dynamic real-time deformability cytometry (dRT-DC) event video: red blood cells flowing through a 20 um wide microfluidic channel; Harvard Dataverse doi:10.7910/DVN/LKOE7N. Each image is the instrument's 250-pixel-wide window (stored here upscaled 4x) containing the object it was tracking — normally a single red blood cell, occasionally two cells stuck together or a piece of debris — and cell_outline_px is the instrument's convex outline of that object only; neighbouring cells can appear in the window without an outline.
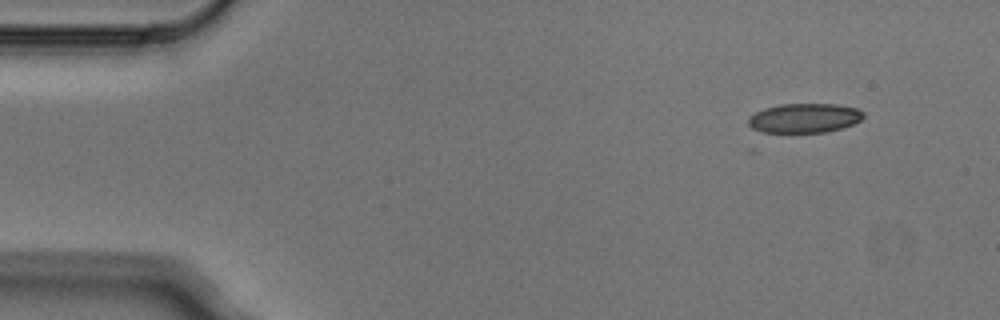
{"species": "Egyptian fruit bat (a non-hibernating species)", "species_latin": "Rousettus aegyptiacus", "temperature_condition": "cold", "stored_images_in_passage": 9, "camera_frame_rate_fps": 3000, "um_per_image_px": 0.085, "animal": {"sex": "male"}, "frame": {"image": 1, "passage_image": 1, "time_ms": 0.0, "image_size_px": [1000, 320], "cell_outline_px": [[864, 116], [860, 120], [852, 124], [828, 132], [760, 132], [752, 128], [748, 124], [748, 116], [764, 108], [780, 104], [836, 104], [856, 108], [864, 112]], "centroid_in_image_um": [68.35, 10.03], "position_along_channel_um": 16.7, "area_um2": 19.71}}
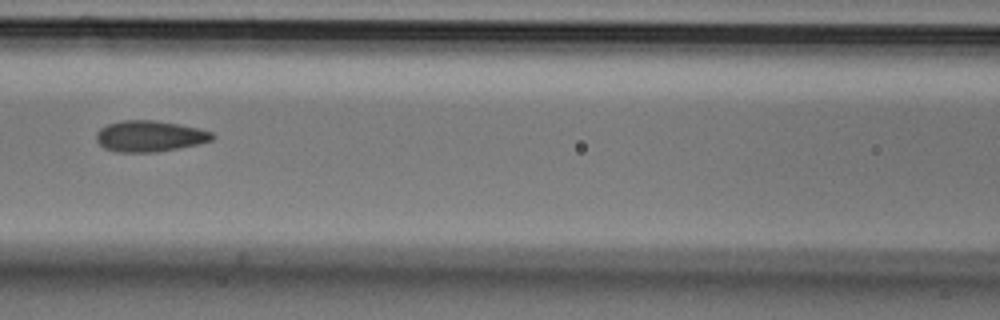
{"frame": {"image": 2, "passage_image": 6, "time_ms": 1.667, "image_size_px": [1000, 320], "cell_outline_px": [[216, 136], [212, 140], [196, 144], [176, 148], [152, 152], [116, 152], [104, 148], [96, 140], [96, 132], [100, 128], [108, 124], [120, 120], [152, 120], [180, 124], [200, 128], [212, 132]], "centroid_in_image_um": [12.7, 11.56], "position_along_channel_um": 153.9, "area_um2": 20.98}}
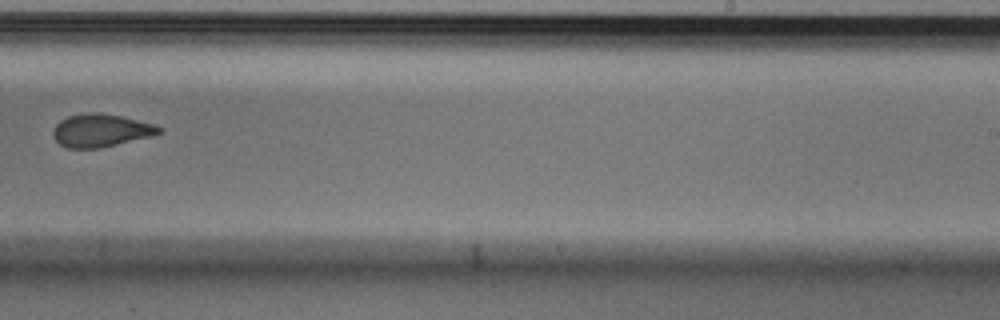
{"frame": {"image": 3, "passage_image": 9, "time_ms": 2.667, "image_size_px": [1000, 320], "cell_outline_px": [[164, 132], [152, 136], [100, 148], [68, 148], [60, 144], [52, 136], [52, 132], [56, 124], [60, 120], [68, 116], [88, 112], [100, 112], [120, 116], [152, 124], [164, 128]], "centroid_in_image_um": [8.57, 11.09], "position_along_channel_um": 280.4, "area_um2": 20.35}}